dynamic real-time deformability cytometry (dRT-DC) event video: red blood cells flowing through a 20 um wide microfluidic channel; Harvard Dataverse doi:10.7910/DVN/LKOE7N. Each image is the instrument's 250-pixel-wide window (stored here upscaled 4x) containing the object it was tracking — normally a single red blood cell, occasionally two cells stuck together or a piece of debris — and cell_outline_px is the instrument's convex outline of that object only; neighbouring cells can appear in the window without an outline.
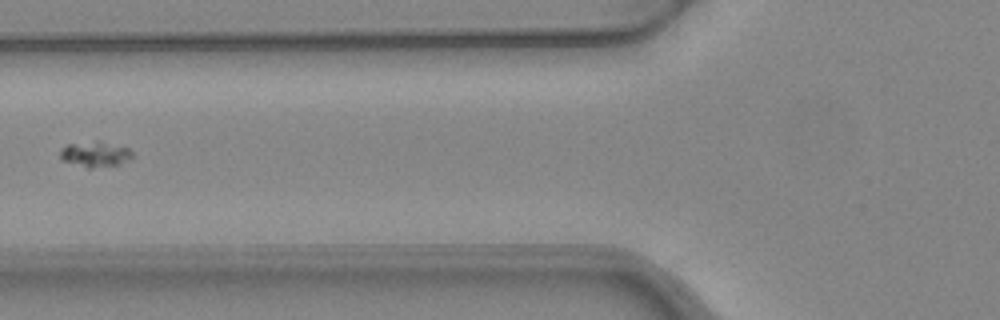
{"species": "common noctule bat (a hibernating species)", "species_latin": "Nyctalus noctula", "temperature_condition": "warm", "stored_images_in_passage": 4, "camera_frame_rate_fps": 3000, "um_per_image_px": 0.085, "animal": {"sex": "female", "body_mass_g": 24.6, "forearm_length_mm": 56.2}, "frame": {"image": 1, "passage_image": 4, "time_ms": 1.0, "image_size_px": [1000, 320], "cell_outline_px": [[132, 156], [116, 164], [92, 168], [88, 168], [64, 160], [60, 156], [60, 148], [68, 144], [100, 140], [128, 148], [132, 152]], "centroid_in_image_um": [8.05, 13.07], "position_along_channel_um": 117.8, "area_um2": 10.4}}